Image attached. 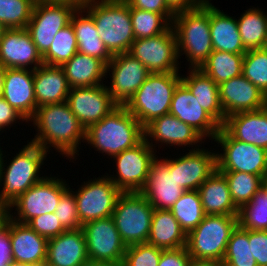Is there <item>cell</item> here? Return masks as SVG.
Wrapping results in <instances>:
<instances>
[{"label": "cell", "instance_id": "obj_1", "mask_svg": "<svg viewBox=\"0 0 267 266\" xmlns=\"http://www.w3.org/2000/svg\"><path fill=\"white\" fill-rule=\"evenodd\" d=\"M30 121L37 131L31 143L39 145L48 154L53 147L68 160L79 156V145L81 141L85 142L86 129L72 113L67 102L38 107Z\"/></svg>", "mask_w": 267, "mask_h": 266}, {"label": "cell", "instance_id": "obj_2", "mask_svg": "<svg viewBox=\"0 0 267 266\" xmlns=\"http://www.w3.org/2000/svg\"><path fill=\"white\" fill-rule=\"evenodd\" d=\"M143 139L144 127L120 105L85 131V143L110 157L135 147Z\"/></svg>", "mask_w": 267, "mask_h": 266}, {"label": "cell", "instance_id": "obj_3", "mask_svg": "<svg viewBox=\"0 0 267 266\" xmlns=\"http://www.w3.org/2000/svg\"><path fill=\"white\" fill-rule=\"evenodd\" d=\"M179 59L186 55L189 68H200L213 51L210 1L192 10L177 12L172 21ZM183 53V54H182Z\"/></svg>", "mask_w": 267, "mask_h": 266}, {"label": "cell", "instance_id": "obj_4", "mask_svg": "<svg viewBox=\"0 0 267 266\" xmlns=\"http://www.w3.org/2000/svg\"><path fill=\"white\" fill-rule=\"evenodd\" d=\"M84 9L93 17L100 39L112 55L129 52L135 36L125 0H89Z\"/></svg>", "mask_w": 267, "mask_h": 266}, {"label": "cell", "instance_id": "obj_5", "mask_svg": "<svg viewBox=\"0 0 267 266\" xmlns=\"http://www.w3.org/2000/svg\"><path fill=\"white\" fill-rule=\"evenodd\" d=\"M48 152L39 145L28 142L9 159L7 166L3 156L0 170V205L10 206L21 194L46 176L39 174ZM6 167V168H5ZM1 189V188H0Z\"/></svg>", "mask_w": 267, "mask_h": 266}, {"label": "cell", "instance_id": "obj_6", "mask_svg": "<svg viewBox=\"0 0 267 266\" xmlns=\"http://www.w3.org/2000/svg\"><path fill=\"white\" fill-rule=\"evenodd\" d=\"M179 72L151 73L124 107L145 127L153 119L168 114Z\"/></svg>", "mask_w": 267, "mask_h": 266}, {"label": "cell", "instance_id": "obj_7", "mask_svg": "<svg viewBox=\"0 0 267 266\" xmlns=\"http://www.w3.org/2000/svg\"><path fill=\"white\" fill-rule=\"evenodd\" d=\"M238 216L205 215L187 234L186 249L193 261H223Z\"/></svg>", "mask_w": 267, "mask_h": 266}, {"label": "cell", "instance_id": "obj_8", "mask_svg": "<svg viewBox=\"0 0 267 266\" xmlns=\"http://www.w3.org/2000/svg\"><path fill=\"white\" fill-rule=\"evenodd\" d=\"M154 208L140 192L122 193L111 217L126 246L147 243Z\"/></svg>", "mask_w": 267, "mask_h": 266}, {"label": "cell", "instance_id": "obj_9", "mask_svg": "<svg viewBox=\"0 0 267 266\" xmlns=\"http://www.w3.org/2000/svg\"><path fill=\"white\" fill-rule=\"evenodd\" d=\"M213 140L223 150V153L216 152L219 172H245L262 178L267 174L265 148L234 139L222 126Z\"/></svg>", "mask_w": 267, "mask_h": 266}, {"label": "cell", "instance_id": "obj_10", "mask_svg": "<svg viewBox=\"0 0 267 266\" xmlns=\"http://www.w3.org/2000/svg\"><path fill=\"white\" fill-rule=\"evenodd\" d=\"M70 187L66 180L50 175L21 194L10 206V218L27 224L31 219L45 213H54L62 194ZM17 211V213H16ZM16 213V216H15Z\"/></svg>", "mask_w": 267, "mask_h": 266}, {"label": "cell", "instance_id": "obj_11", "mask_svg": "<svg viewBox=\"0 0 267 266\" xmlns=\"http://www.w3.org/2000/svg\"><path fill=\"white\" fill-rule=\"evenodd\" d=\"M82 184L77 191H73L81 225L111 217L123 192L106 175L93 177V180L84 181Z\"/></svg>", "mask_w": 267, "mask_h": 266}, {"label": "cell", "instance_id": "obj_12", "mask_svg": "<svg viewBox=\"0 0 267 266\" xmlns=\"http://www.w3.org/2000/svg\"><path fill=\"white\" fill-rule=\"evenodd\" d=\"M157 151L143 139L135 147L114 155L116 174L106 176L123 192H140L144 187L152 161Z\"/></svg>", "mask_w": 267, "mask_h": 266}, {"label": "cell", "instance_id": "obj_13", "mask_svg": "<svg viewBox=\"0 0 267 266\" xmlns=\"http://www.w3.org/2000/svg\"><path fill=\"white\" fill-rule=\"evenodd\" d=\"M76 9L64 3L35 2L26 30L42 56L50 48L58 31L70 24Z\"/></svg>", "mask_w": 267, "mask_h": 266}, {"label": "cell", "instance_id": "obj_14", "mask_svg": "<svg viewBox=\"0 0 267 266\" xmlns=\"http://www.w3.org/2000/svg\"><path fill=\"white\" fill-rule=\"evenodd\" d=\"M129 53L151 73L180 72L177 39L172 26L159 35L135 39Z\"/></svg>", "mask_w": 267, "mask_h": 266}, {"label": "cell", "instance_id": "obj_15", "mask_svg": "<svg viewBox=\"0 0 267 266\" xmlns=\"http://www.w3.org/2000/svg\"><path fill=\"white\" fill-rule=\"evenodd\" d=\"M81 229L89 260L122 264L127 246L112 217L89 221Z\"/></svg>", "mask_w": 267, "mask_h": 266}, {"label": "cell", "instance_id": "obj_16", "mask_svg": "<svg viewBox=\"0 0 267 266\" xmlns=\"http://www.w3.org/2000/svg\"><path fill=\"white\" fill-rule=\"evenodd\" d=\"M111 72V73H110ZM111 77V86L106 85L113 100L124 106L148 78L151 72L129 52L113 55L106 65V75Z\"/></svg>", "mask_w": 267, "mask_h": 266}, {"label": "cell", "instance_id": "obj_17", "mask_svg": "<svg viewBox=\"0 0 267 266\" xmlns=\"http://www.w3.org/2000/svg\"><path fill=\"white\" fill-rule=\"evenodd\" d=\"M66 102L85 129L101 121L119 106L109 93L106 83L71 88Z\"/></svg>", "mask_w": 267, "mask_h": 266}, {"label": "cell", "instance_id": "obj_18", "mask_svg": "<svg viewBox=\"0 0 267 266\" xmlns=\"http://www.w3.org/2000/svg\"><path fill=\"white\" fill-rule=\"evenodd\" d=\"M158 158L152 161L146 183L140 193L154 209L170 210L183 195V190L175 179V171L169 170V159Z\"/></svg>", "mask_w": 267, "mask_h": 266}, {"label": "cell", "instance_id": "obj_19", "mask_svg": "<svg viewBox=\"0 0 267 266\" xmlns=\"http://www.w3.org/2000/svg\"><path fill=\"white\" fill-rule=\"evenodd\" d=\"M144 139L152 148L154 147V150H156L155 145L158 143H161L160 146L162 145V147L163 145L168 147L174 145L176 148L177 146L182 148L192 146L190 150L199 149L204 143L202 141L204 138L196 130L170 113L157 117L148 123L144 127ZM152 141L156 144H153Z\"/></svg>", "mask_w": 267, "mask_h": 266}, {"label": "cell", "instance_id": "obj_20", "mask_svg": "<svg viewBox=\"0 0 267 266\" xmlns=\"http://www.w3.org/2000/svg\"><path fill=\"white\" fill-rule=\"evenodd\" d=\"M210 151L203 146L179 158H169V170L175 171V179L183 190H197L217 170L216 151Z\"/></svg>", "mask_w": 267, "mask_h": 266}, {"label": "cell", "instance_id": "obj_21", "mask_svg": "<svg viewBox=\"0 0 267 266\" xmlns=\"http://www.w3.org/2000/svg\"><path fill=\"white\" fill-rule=\"evenodd\" d=\"M169 113L191 126L205 140L207 137L213 140L221 128L182 82L174 90Z\"/></svg>", "mask_w": 267, "mask_h": 266}, {"label": "cell", "instance_id": "obj_22", "mask_svg": "<svg viewBox=\"0 0 267 266\" xmlns=\"http://www.w3.org/2000/svg\"><path fill=\"white\" fill-rule=\"evenodd\" d=\"M42 64V55L26 28L5 30L0 41V66L35 70Z\"/></svg>", "mask_w": 267, "mask_h": 266}, {"label": "cell", "instance_id": "obj_23", "mask_svg": "<svg viewBox=\"0 0 267 266\" xmlns=\"http://www.w3.org/2000/svg\"><path fill=\"white\" fill-rule=\"evenodd\" d=\"M219 100L226 117L264 108L265 94L242 74L221 83Z\"/></svg>", "mask_w": 267, "mask_h": 266}, {"label": "cell", "instance_id": "obj_24", "mask_svg": "<svg viewBox=\"0 0 267 266\" xmlns=\"http://www.w3.org/2000/svg\"><path fill=\"white\" fill-rule=\"evenodd\" d=\"M2 97L30 122L37 110L34 70L5 68Z\"/></svg>", "mask_w": 267, "mask_h": 266}, {"label": "cell", "instance_id": "obj_25", "mask_svg": "<svg viewBox=\"0 0 267 266\" xmlns=\"http://www.w3.org/2000/svg\"><path fill=\"white\" fill-rule=\"evenodd\" d=\"M12 261L30 266H45L48 239L28 224L9 219Z\"/></svg>", "mask_w": 267, "mask_h": 266}, {"label": "cell", "instance_id": "obj_26", "mask_svg": "<svg viewBox=\"0 0 267 266\" xmlns=\"http://www.w3.org/2000/svg\"><path fill=\"white\" fill-rule=\"evenodd\" d=\"M88 260L82 229L66 230L48 239L45 266H83Z\"/></svg>", "mask_w": 267, "mask_h": 266}, {"label": "cell", "instance_id": "obj_27", "mask_svg": "<svg viewBox=\"0 0 267 266\" xmlns=\"http://www.w3.org/2000/svg\"><path fill=\"white\" fill-rule=\"evenodd\" d=\"M222 127L234 138L267 150V111L239 112L226 117Z\"/></svg>", "mask_w": 267, "mask_h": 266}, {"label": "cell", "instance_id": "obj_28", "mask_svg": "<svg viewBox=\"0 0 267 266\" xmlns=\"http://www.w3.org/2000/svg\"><path fill=\"white\" fill-rule=\"evenodd\" d=\"M70 86L60 66L42 64L34 70V93L37 108L67 101Z\"/></svg>", "mask_w": 267, "mask_h": 266}, {"label": "cell", "instance_id": "obj_29", "mask_svg": "<svg viewBox=\"0 0 267 266\" xmlns=\"http://www.w3.org/2000/svg\"><path fill=\"white\" fill-rule=\"evenodd\" d=\"M205 215L238 216L225 176L216 170L197 189Z\"/></svg>", "mask_w": 267, "mask_h": 266}, {"label": "cell", "instance_id": "obj_30", "mask_svg": "<svg viewBox=\"0 0 267 266\" xmlns=\"http://www.w3.org/2000/svg\"><path fill=\"white\" fill-rule=\"evenodd\" d=\"M188 69V76L182 75L181 82L200 102L201 107L222 126L225 122V114L220 105L219 86L201 69Z\"/></svg>", "mask_w": 267, "mask_h": 266}, {"label": "cell", "instance_id": "obj_31", "mask_svg": "<svg viewBox=\"0 0 267 266\" xmlns=\"http://www.w3.org/2000/svg\"><path fill=\"white\" fill-rule=\"evenodd\" d=\"M70 23L75 31L78 52L99 58L107 65L113 55L100 39L93 17L84 8L76 9Z\"/></svg>", "mask_w": 267, "mask_h": 266}, {"label": "cell", "instance_id": "obj_32", "mask_svg": "<svg viewBox=\"0 0 267 266\" xmlns=\"http://www.w3.org/2000/svg\"><path fill=\"white\" fill-rule=\"evenodd\" d=\"M210 31L213 50L245 54L237 19L210 2Z\"/></svg>", "mask_w": 267, "mask_h": 266}, {"label": "cell", "instance_id": "obj_33", "mask_svg": "<svg viewBox=\"0 0 267 266\" xmlns=\"http://www.w3.org/2000/svg\"><path fill=\"white\" fill-rule=\"evenodd\" d=\"M70 88L91 87L105 82L106 64L99 58L77 52L61 66Z\"/></svg>", "mask_w": 267, "mask_h": 266}, {"label": "cell", "instance_id": "obj_34", "mask_svg": "<svg viewBox=\"0 0 267 266\" xmlns=\"http://www.w3.org/2000/svg\"><path fill=\"white\" fill-rule=\"evenodd\" d=\"M187 234L170 210L154 209L147 243L160 249L186 247Z\"/></svg>", "mask_w": 267, "mask_h": 266}, {"label": "cell", "instance_id": "obj_35", "mask_svg": "<svg viewBox=\"0 0 267 266\" xmlns=\"http://www.w3.org/2000/svg\"><path fill=\"white\" fill-rule=\"evenodd\" d=\"M240 16L237 24L244 48H264L267 43V12L251 7Z\"/></svg>", "mask_w": 267, "mask_h": 266}, {"label": "cell", "instance_id": "obj_36", "mask_svg": "<svg viewBox=\"0 0 267 266\" xmlns=\"http://www.w3.org/2000/svg\"><path fill=\"white\" fill-rule=\"evenodd\" d=\"M244 55L213 50L199 69L220 85L242 74Z\"/></svg>", "mask_w": 267, "mask_h": 266}, {"label": "cell", "instance_id": "obj_37", "mask_svg": "<svg viewBox=\"0 0 267 266\" xmlns=\"http://www.w3.org/2000/svg\"><path fill=\"white\" fill-rule=\"evenodd\" d=\"M170 211L188 234L205 217L198 190H188L173 204Z\"/></svg>", "mask_w": 267, "mask_h": 266}, {"label": "cell", "instance_id": "obj_38", "mask_svg": "<svg viewBox=\"0 0 267 266\" xmlns=\"http://www.w3.org/2000/svg\"><path fill=\"white\" fill-rule=\"evenodd\" d=\"M77 40L71 23L58 31L48 51L42 56L44 64L62 66L76 53Z\"/></svg>", "mask_w": 267, "mask_h": 266}, {"label": "cell", "instance_id": "obj_39", "mask_svg": "<svg viewBox=\"0 0 267 266\" xmlns=\"http://www.w3.org/2000/svg\"><path fill=\"white\" fill-rule=\"evenodd\" d=\"M249 247V230L239 224L233 230L224 254L225 266H257Z\"/></svg>", "mask_w": 267, "mask_h": 266}, {"label": "cell", "instance_id": "obj_40", "mask_svg": "<svg viewBox=\"0 0 267 266\" xmlns=\"http://www.w3.org/2000/svg\"><path fill=\"white\" fill-rule=\"evenodd\" d=\"M229 186L234 204L240 209L248 203L261 188L262 177L245 172H221Z\"/></svg>", "mask_w": 267, "mask_h": 266}, {"label": "cell", "instance_id": "obj_41", "mask_svg": "<svg viewBox=\"0 0 267 266\" xmlns=\"http://www.w3.org/2000/svg\"><path fill=\"white\" fill-rule=\"evenodd\" d=\"M135 39L149 38L166 32L172 23L163 15L130 8Z\"/></svg>", "mask_w": 267, "mask_h": 266}, {"label": "cell", "instance_id": "obj_42", "mask_svg": "<svg viewBox=\"0 0 267 266\" xmlns=\"http://www.w3.org/2000/svg\"><path fill=\"white\" fill-rule=\"evenodd\" d=\"M238 224L246 230L267 231V198L261 190L239 209Z\"/></svg>", "mask_w": 267, "mask_h": 266}, {"label": "cell", "instance_id": "obj_43", "mask_svg": "<svg viewBox=\"0 0 267 266\" xmlns=\"http://www.w3.org/2000/svg\"><path fill=\"white\" fill-rule=\"evenodd\" d=\"M242 75L263 94H267V51L265 48L247 50L243 59Z\"/></svg>", "mask_w": 267, "mask_h": 266}, {"label": "cell", "instance_id": "obj_44", "mask_svg": "<svg viewBox=\"0 0 267 266\" xmlns=\"http://www.w3.org/2000/svg\"><path fill=\"white\" fill-rule=\"evenodd\" d=\"M35 0H0V23L7 29L26 28Z\"/></svg>", "mask_w": 267, "mask_h": 266}, {"label": "cell", "instance_id": "obj_45", "mask_svg": "<svg viewBox=\"0 0 267 266\" xmlns=\"http://www.w3.org/2000/svg\"><path fill=\"white\" fill-rule=\"evenodd\" d=\"M162 249L148 243L127 246L122 266H158Z\"/></svg>", "mask_w": 267, "mask_h": 266}, {"label": "cell", "instance_id": "obj_46", "mask_svg": "<svg viewBox=\"0 0 267 266\" xmlns=\"http://www.w3.org/2000/svg\"><path fill=\"white\" fill-rule=\"evenodd\" d=\"M55 215L59 218L65 230L81 229L82 225L77 214V203L70 187L62 194Z\"/></svg>", "mask_w": 267, "mask_h": 266}, {"label": "cell", "instance_id": "obj_47", "mask_svg": "<svg viewBox=\"0 0 267 266\" xmlns=\"http://www.w3.org/2000/svg\"><path fill=\"white\" fill-rule=\"evenodd\" d=\"M27 224L46 239H51L66 231L55 213H45L36 216Z\"/></svg>", "mask_w": 267, "mask_h": 266}, {"label": "cell", "instance_id": "obj_48", "mask_svg": "<svg viewBox=\"0 0 267 266\" xmlns=\"http://www.w3.org/2000/svg\"><path fill=\"white\" fill-rule=\"evenodd\" d=\"M249 247L257 266H267V231L249 230Z\"/></svg>", "mask_w": 267, "mask_h": 266}, {"label": "cell", "instance_id": "obj_49", "mask_svg": "<svg viewBox=\"0 0 267 266\" xmlns=\"http://www.w3.org/2000/svg\"><path fill=\"white\" fill-rule=\"evenodd\" d=\"M130 8L163 14L171 23L175 12L167 5L166 0H125Z\"/></svg>", "mask_w": 267, "mask_h": 266}, {"label": "cell", "instance_id": "obj_50", "mask_svg": "<svg viewBox=\"0 0 267 266\" xmlns=\"http://www.w3.org/2000/svg\"><path fill=\"white\" fill-rule=\"evenodd\" d=\"M193 260L186 247L163 250L158 266H191Z\"/></svg>", "mask_w": 267, "mask_h": 266}, {"label": "cell", "instance_id": "obj_51", "mask_svg": "<svg viewBox=\"0 0 267 266\" xmlns=\"http://www.w3.org/2000/svg\"><path fill=\"white\" fill-rule=\"evenodd\" d=\"M18 120H21V123L27 122L3 97H0V134L4 132L5 128H11Z\"/></svg>", "mask_w": 267, "mask_h": 266}, {"label": "cell", "instance_id": "obj_52", "mask_svg": "<svg viewBox=\"0 0 267 266\" xmlns=\"http://www.w3.org/2000/svg\"><path fill=\"white\" fill-rule=\"evenodd\" d=\"M12 262L11 241L9 236V221L0 233V266Z\"/></svg>", "mask_w": 267, "mask_h": 266}, {"label": "cell", "instance_id": "obj_53", "mask_svg": "<svg viewBox=\"0 0 267 266\" xmlns=\"http://www.w3.org/2000/svg\"><path fill=\"white\" fill-rule=\"evenodd\" d=\"M207 0H166L167 5L175 12L192 10L203 5Z\"/></svg>", "mask_w": 267, "mask_h": 266}, {"label": "cell", "instance_id": "obj_54", "mask_svg": "<svg viewBox=\"0 0 267 266\" xmlns=\"http://www.w3.org/2000/svg\"><path fill=\"white\" fill-rule=\"evenodd\" d=\"M52 2V3H64L74 6L77 9H82L89 2V0H35V2Z\"/></svg>", "mask_w": 267, "mask_h": 266}, {"label": "cell", "instance_id": "obj_55", "mask_svg": "<svg viewBox=\"0 0 267 266\" xmlns=\"http://www.w3.org/2000/svg\"><path fill=\"white\" fill-rule=\"evenodd\" d=\"M11 212L8 206L0 205V233L6 228Z\"/></svg>", "mask_w": 267, "mask_h": 266}, {"label": "cell", "instance_id": "obj_56", "mask_svg": "<svg viewBox=\"0 0 267 266\" xmlns=\"http://www.w3.org/2000/svg\"><path fill=\"white\" fill-rule=\"evenodd\" d=\"M191 266H225L222 261H193Z\"/></svg>", "mask_w": 267, "mask_h": 266}, {"label": "cell", "instance_id": "obj_57", "mask_svg": "<svg viewBox=\"0 0 267 266\" xmlns=\"http://www.w3.org/2000/svg\"><path fill=\"white\" fill-rule=\"evenodd\" d=\"M83 266H122L121 264H114L110 262L92 261L88 260Z\"/></svg>", "mask_w": 267, "mask_h": 266}, {"label": "cell", "instance_id": "obj_58", "mask_svg": "<svg viewBox=\"0 0 267 266\" xmlns=\"http://www.w3.org/2000/svg\"><path fill=\"white\" fill-rule=\"evenodd\" d=\"M4 75H5V68L0 66V97H2V93H3Z\"/></svg>", "mask_w": 267, "mask_h": 266}, {"label": "cell", "instance_id": "obj_59", "mask_svg": "<svg viewBox=\"0 0 267 266\" xmlns=\"http://www.w3.org/2000/svg\"><path fill=\"white\" fill-rule=\"evenodd\" d=\"M260 190L265 194L267 198V174L262 178Z\"/></svg>", "mask_w": 267, "mask_h": 266}, {"label": "cell", "instance_id": "obj_60", "mask_svg": "<svg viewBox=\"0 0 267 266\" xmlns=\"http://www.w3.org/2000/svg\"><path fill=\"white\" fill-rule=\"evenodd\" d=\"M6 29L7 28L2 23H0V41Z\"/></svg>", "mask_w": 267, "mask_h": 266}, {"label": "cell", "instance_id": "obj_61", "mask_svg": "<svg viewBox=\"0 0 267 266\" xmlns=\"http://www.w3.org/2000/svg\"><path fill=\"white\" fill-rule=\"evenodd\" d=\"M8 266H30V265H27V264H21V263H16V262H9L8 263Z\"/></svg>", "mask_w": 267, "mask_h": 266}, {"label": "cell", "instance_id": "obj_62", "mask_svg": "<svg viewBox=\"0 0 267 266\" xmlns=\"http://www.w3.org/2000/svg\"><path fill=\"white\" fill-rule=\"evenodd\" d=\"M3 150H2V147L0 146V170H1V165H2V159H3V153H4V151L2 152Z\"/></svg>", "mask_w": 267, "mask_h": 266}, {"label": "cell", "instance_id": "obj_63", "mask_svg": "<svg viewBox=\"0 0 267 266\" xmlns=\"http://www.w3.org/2000/svg\"><path fill=\"white\" fill-rule=\"evenodd\" d=\"M264 109L267 111V94L265 95Z\"/></svg>", "mask_w": 267, "mask_h": 266}]
</instances>
